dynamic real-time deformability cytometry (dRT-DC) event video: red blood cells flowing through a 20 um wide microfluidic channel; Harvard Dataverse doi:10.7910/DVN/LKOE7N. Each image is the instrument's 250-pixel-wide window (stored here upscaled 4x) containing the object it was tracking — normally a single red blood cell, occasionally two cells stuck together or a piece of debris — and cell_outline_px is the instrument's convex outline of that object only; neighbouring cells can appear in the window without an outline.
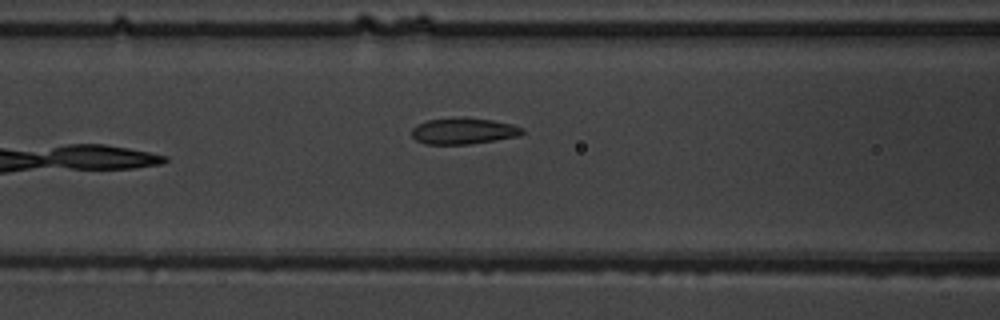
{"species": "common noctule bat (a hibernating species)", "species_latin": "Nyctalus noctula", "temperature_condition": "warm", "stored_images_in_passage": 7, "camera_frame_rate_fps": 3000, "um_per_image_px": 0.085, "animal": {"sex": "male", "body_mass_g": 19.5, "forearm_length_mm": 54.6}, "frame": {"image": 1, "passage_image": 7, "time_ms": 7.0, "image_size_px": [1000, 320], "cell_outline_px": [[524, 132], [520, 136], [496, 140], [468, 144], [424, 144], [416, 140], [412, 136], [412, 128], [416, 124], [428, 120], [492, 120], [512, 124], [524, 128]], "centroid_in_image_um": [39.41, 11.18], "position_along_channel_um": 127.2, "area_um2": 16.24}}